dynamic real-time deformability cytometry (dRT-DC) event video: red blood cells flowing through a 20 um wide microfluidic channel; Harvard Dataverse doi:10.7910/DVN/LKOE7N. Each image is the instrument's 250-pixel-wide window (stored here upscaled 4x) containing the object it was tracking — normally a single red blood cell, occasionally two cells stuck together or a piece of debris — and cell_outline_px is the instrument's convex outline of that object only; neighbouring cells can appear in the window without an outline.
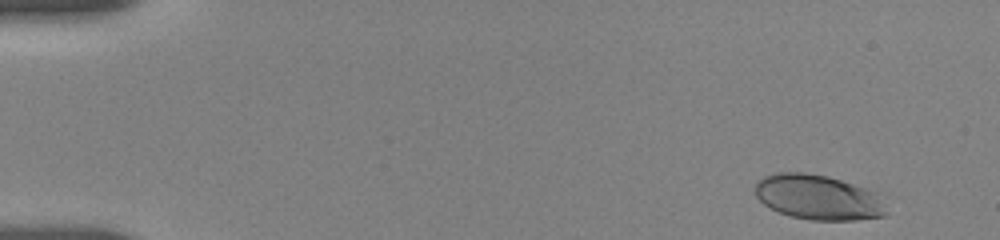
{"species": "human", "species_latin": "Homo sapiens", "temperature_condition": "room temperature", "stored_images_in_passage": 5, "camera_frame_rate_fps": 3000, "um_per_image_px": 0.085, "donor": {"sex": "female"}, "frame": {"image": 1, "passage_image": 1, "time_ms": 0.0, "image_size_px": [1000, 240], "cell_outline_px": [[888, 212], [884, 216], [856, 220], [812, 220], [792, 216], [780, 212], [764, 204], [756, 196], [756, 184], [764, 176], [776, 172], [804, 172], [828, 176], [884, 192]], "centroid_in_image_um": [69.69, 16.76], "position_along_channel_um": 15.3, "area_um2": 35.14}}
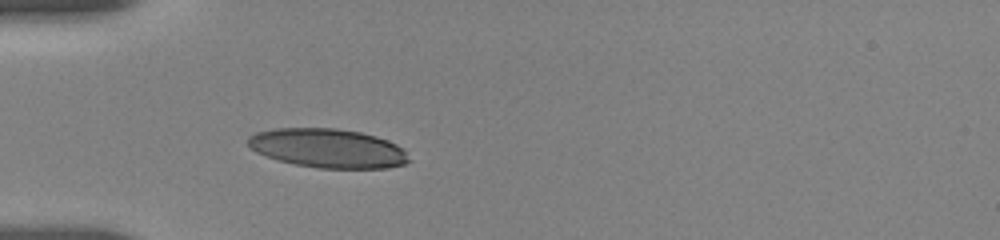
{"frame": {"image": 2, "passage_image": 5, "time_ms": 4.333, "image_size_px": [1000, 240], "cell_outline_px": [[412, 160], [404, 164], [388, 168], [320, 168], [296, 164], [280, 160], [256, 152], [248, 144], [248, 136], [256, 132], [276, 128], [336, 128], [360, 132], [376, 136], [388, 140], [404, 148]], "centroid_in_image_um": [27.92, 12.59], "position_along_channel_um": 57.1, "area_um2": 36.65}}